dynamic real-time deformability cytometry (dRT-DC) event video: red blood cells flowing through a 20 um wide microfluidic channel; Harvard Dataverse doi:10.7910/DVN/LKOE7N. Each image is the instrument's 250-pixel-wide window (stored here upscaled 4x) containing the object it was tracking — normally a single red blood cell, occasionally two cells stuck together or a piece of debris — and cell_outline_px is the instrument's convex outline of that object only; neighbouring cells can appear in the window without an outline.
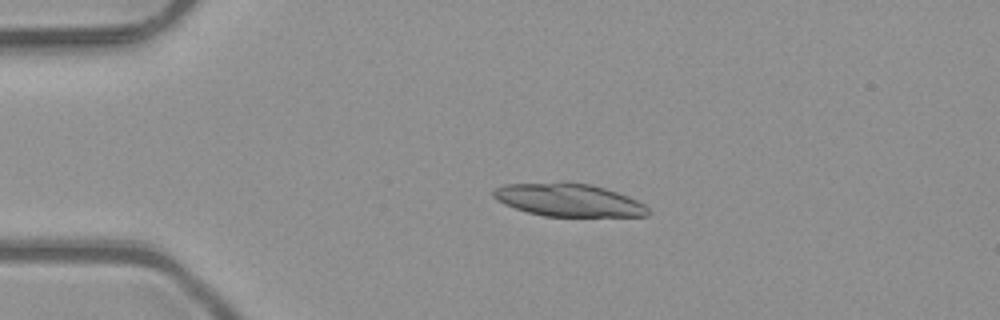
{"species": "common noctule bat (a hibernating species)", "species_latin": "Nyctalus noctula", "temperature_condition": "room temperature", "stored_images_in_passage": 3, "camera_frame_rate_fps": 3000, "um_per_image_px": 0.085, "animal": {"sex": "male", "body_mass_g": 23.1, "forearm_length_mm": 52.7}, "frame": {"image": 1, "passage_image": 2, "time_ms": 0.333, "image_size_px": [1000, 320], "cell_outline_px": [[648, 216], [544, 216], [528, 212], [504, 204], [496, 200], [492, 196], [492, 192], [496, 188], [504, 184], [592, 184], [628, 196], [644, 204], [648, 208]], "centroid_in_image_um": [48.33, 17.03], "position_along_channel_um": 36.7, "area_um2": 28.78}}